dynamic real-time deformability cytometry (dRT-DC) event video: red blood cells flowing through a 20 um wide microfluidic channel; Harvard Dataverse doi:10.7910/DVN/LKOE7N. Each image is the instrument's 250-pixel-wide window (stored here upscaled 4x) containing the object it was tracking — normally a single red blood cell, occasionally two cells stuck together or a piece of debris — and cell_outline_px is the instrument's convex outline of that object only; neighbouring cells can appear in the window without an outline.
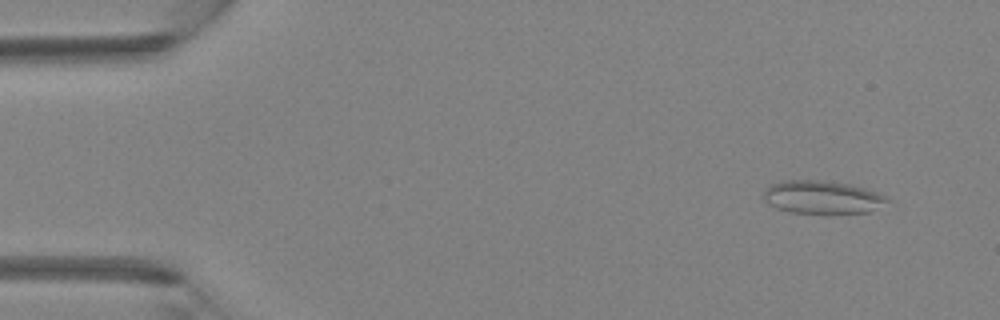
{"species": "Egyptian fruit bat (a non-hibernating species)", "species_latin": "Rousettus aegyptiacus", "temperature_condition": "room temperature", "stored_images_in_passage": 4, "camera_frame_rate_fps": 3000, "um_per_image_px": 0.085, "animal": {"sex": "female"}, "frame": {"image": 1, "passage_image": 1, "time_ms": 0.0, "image_size_px": [1000, 320], "cell_outline_px": [[892, 200], [868, 212], [824, 216], [788, 212], [776, 208], [768, 204], [764, 200], [764, 192], [772, 184], [784, 180], [820, 180], [848, 184], [864, 188], [876, 192]], "centroid_in_image_um": [69.88, 16.81], "position_along_channel_um": 15.1, "area_um2": 24.45}}